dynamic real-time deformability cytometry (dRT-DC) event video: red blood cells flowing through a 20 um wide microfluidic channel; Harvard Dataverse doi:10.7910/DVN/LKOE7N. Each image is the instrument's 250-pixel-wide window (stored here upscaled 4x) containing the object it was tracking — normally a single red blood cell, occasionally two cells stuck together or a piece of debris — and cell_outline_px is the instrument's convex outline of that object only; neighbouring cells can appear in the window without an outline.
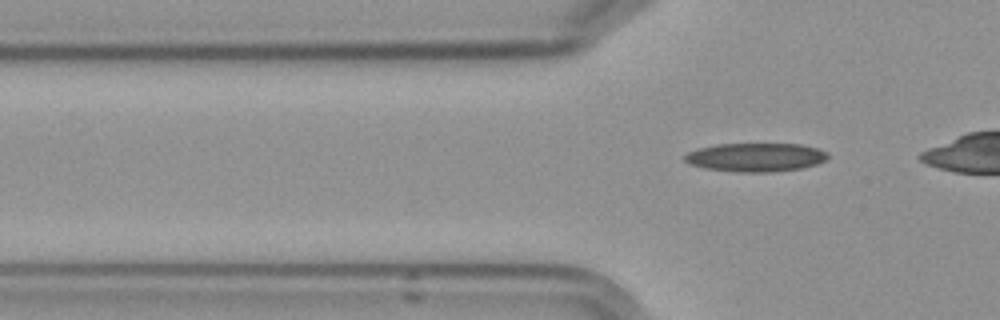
{"species": "Egyptian fruit bat (a non-hibernating species)", "species_latin": "Rousettus aegyptiacus", "temperature_condition": "cold", "stored_images_in_passage": 6, "segment_of_instrument_passage": [2, 2], "camera_frame_rate_fps": 3000, "um_per_image_px": 0.085, "frame": {"image": 1, "passage_image": 6, "time_ms": 6.667, "image_size_px": [1000, 320], "cell_outline_px": [[828, 156], [824, 160], [816, 164], [800, 168], [772, 172], [740, 172], [708, 168], [692, 164], [684, 160], [684, 156], [688, 152], [696, 148], [716, 144], [800, 144], [816, 148], [828, 152]], "centroid_in_image_um": [64.23, 13.36], "position_along_channel_um": 61.6, "area_um2": 23.64}}